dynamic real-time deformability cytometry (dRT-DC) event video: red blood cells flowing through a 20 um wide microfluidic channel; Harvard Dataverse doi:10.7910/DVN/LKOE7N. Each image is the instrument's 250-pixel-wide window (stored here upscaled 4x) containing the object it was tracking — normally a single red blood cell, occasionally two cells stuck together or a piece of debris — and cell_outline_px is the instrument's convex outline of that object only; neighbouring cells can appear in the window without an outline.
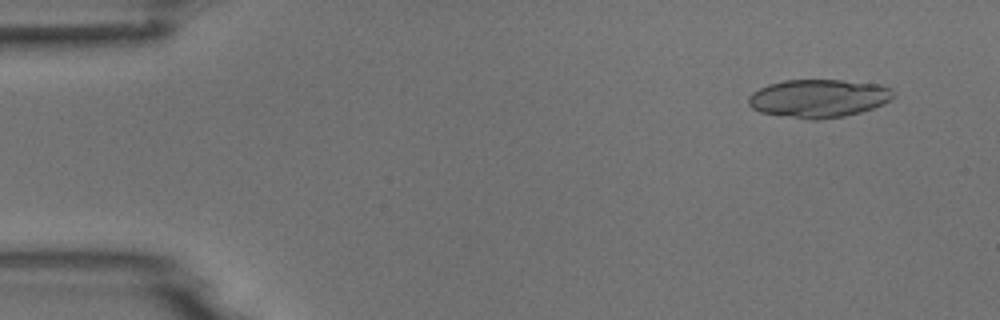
{"species": "common noctule bat (a hibernating species)", "species_latin": "Nyctalus noctula", "temperature_condition": "room temperature", "stored_images_in_passage": 4, "camera_frame_rate_fps": 3000, "um_per_image_px": 0.085, "animal": {"sex": "male", "body_mass_g": 18.8}, "frame": {"image": 1, "passage_image": 1, "time_ms": 0.0, "image_size_px": [1000, 320], "cell_outline_px": [[896, 96], [884, 104], [860, 112], [844, 116], [816, 120], [808, 120], [760, 112], [752, 108], [748, 104], [748, 96], [752, 92], [768, 84], [784, 80], [844, 80], [880, 84], [892, 88]], "centroid_in_image_um": [69.6, 8.35], "position_along_channel_um": 15.4, "area_um2": 32.54}}